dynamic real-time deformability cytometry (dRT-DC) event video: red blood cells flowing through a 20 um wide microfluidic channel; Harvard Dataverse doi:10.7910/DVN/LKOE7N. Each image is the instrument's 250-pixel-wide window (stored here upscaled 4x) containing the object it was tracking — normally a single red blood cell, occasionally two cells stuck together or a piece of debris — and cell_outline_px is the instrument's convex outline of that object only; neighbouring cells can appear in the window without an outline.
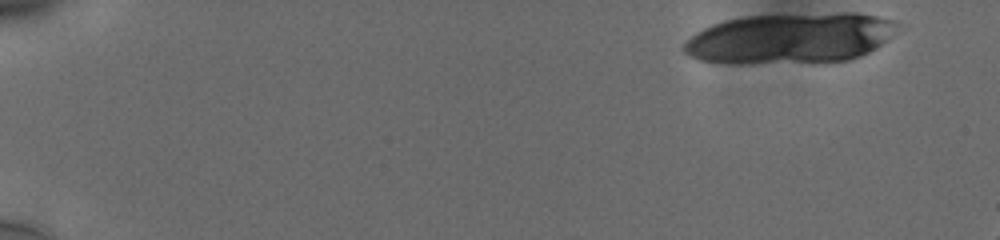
{"species": "human", "species_latin": "Homo sapiens", "temperature_condition": "cold", "stored_images_in_passage": 9, "camera_frame_rate_fps": 3000, "um_per_image_px": 0.085, "donor": {"sex": "male"}, "frame": {"image": 1, "passage_image": 1, "time_ms": 0.0, "image_size_px": [1000, 240], "cell_outline_px": [[896, 24], [892, 36], [888, 40], [876, 48], [860, 56], [848, 60], [748, 64], [728, 64], [700, 60], [688, 56], [680, 48], [684, 40], [696, 32], [712, 24], [744, 16], [844, 12], [856, 12], [876, 16], [892, 20]], "centroid_in_image_um": [67.1, 3.26], "position_along_channel_um": 17.9, "area_um2": 63.29}}